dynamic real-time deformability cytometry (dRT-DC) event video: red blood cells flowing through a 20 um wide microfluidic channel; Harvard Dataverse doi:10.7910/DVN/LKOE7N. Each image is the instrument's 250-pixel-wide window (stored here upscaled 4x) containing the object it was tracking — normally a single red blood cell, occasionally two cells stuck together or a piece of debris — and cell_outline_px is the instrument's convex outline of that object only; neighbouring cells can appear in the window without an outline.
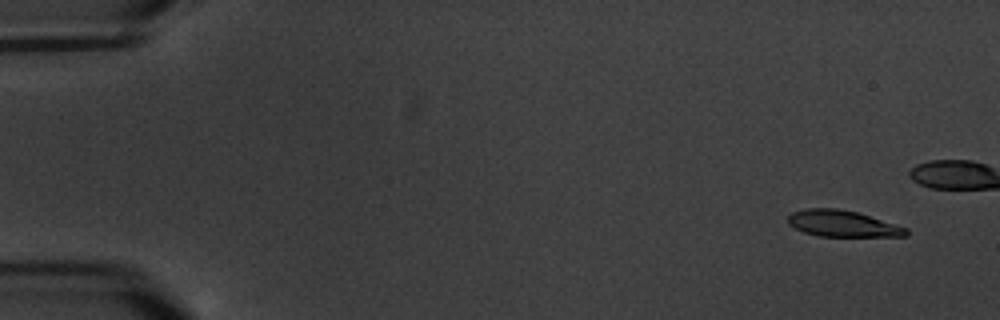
{"species": "common noctule bat (a hibernating species)", "species_latin": "Nyctalus noctula", "temperature_condition": "warm", "stored_images_in_passage": 7, "camera_frame_rate_fps": 3000, "um_per_image_px": 0.085, "animal": {"sex": "male", "body_mass_g": 20.1, "forearm_length_mm": 53.5}, "frame": {"image": 1, "passage_image": 1, "time_ms": 0.0, "image_size_px": [1000, 320], "cell_outline_px": [[908, 236], [820, 236], [804, 232], [788, 224], [788, 216], [792, 212], [804, 208], [836, 208], [856, 212], [908, 228]], "centroid_in_image_um": [71.6, 19.0], "position_along_channel_um": 13.4, "area_um2": 17.98}}
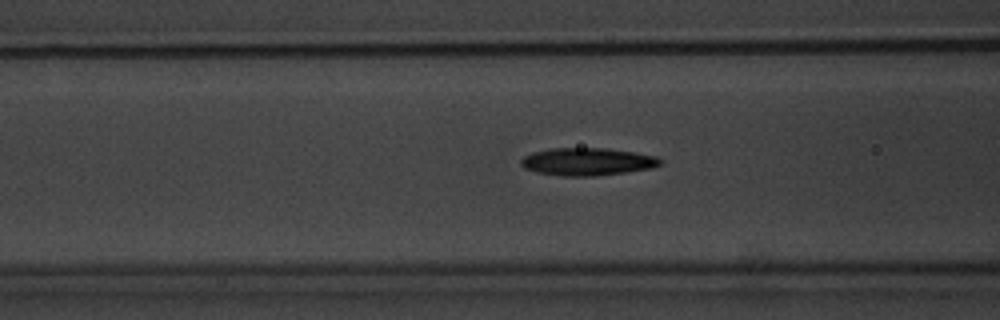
{"frame": {"image": 2, "passage_image": 7, "time_ms": 8.667, "image_size_px": [1000, 320], "cell_outline_px": [[660, 164], [648, 168], [624, 172], [596, 176], [560, 176], [536, 172], [524, 168], [520, 164], [520, 160], [524, 156], [532, 152], [552, 148], [608, 148], [636, 152], [656, 156], [660, 160]], "centroid_in_image_um": [49.86, 13.73], "position_along_channel_um": 116.7, "area_um2": 22.37}}